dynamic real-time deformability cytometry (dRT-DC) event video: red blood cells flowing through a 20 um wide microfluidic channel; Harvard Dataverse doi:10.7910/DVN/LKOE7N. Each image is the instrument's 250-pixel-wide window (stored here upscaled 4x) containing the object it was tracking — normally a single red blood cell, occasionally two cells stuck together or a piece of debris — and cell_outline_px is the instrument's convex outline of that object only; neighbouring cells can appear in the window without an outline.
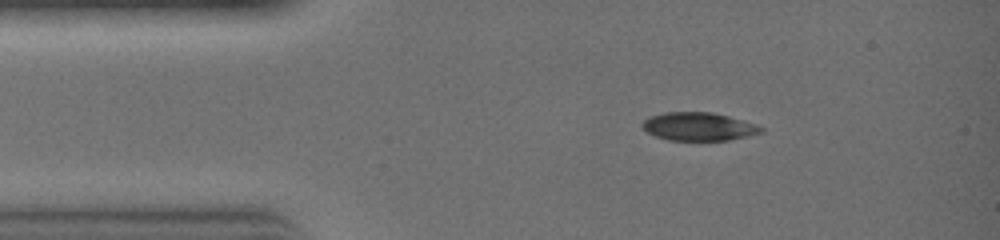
{"species": "common noctule bat (a hibernating species)", "species_latin": "Nyctalus noctula", "temperature_condition": "warm", "stored_images_in_passage": 26, "camera_frame_rate_fps": 3000, "um_per_image_px": 0.085, "animal": {"sex": "female", "body_mass_g": 19.0, "forearm_length_mm": 51.5}, "frame": {"image": 1, "passage_image": 1, "time_ms": 0.0, "image_size_px": [1000, 240], "cell_outline_px": [[764, 132], [748, 136], [728, 140], [668, 140], [656, 136], [648, 132], [640, 124], [644, 120], [652, 116], [664, 112], [712, 112], [744, 120], [756, 124], [764, 128]], "centroid_in_image_um": [59.42, 10.75], "position_along_channel_um": 25.6, "area_um2": 19.48}}
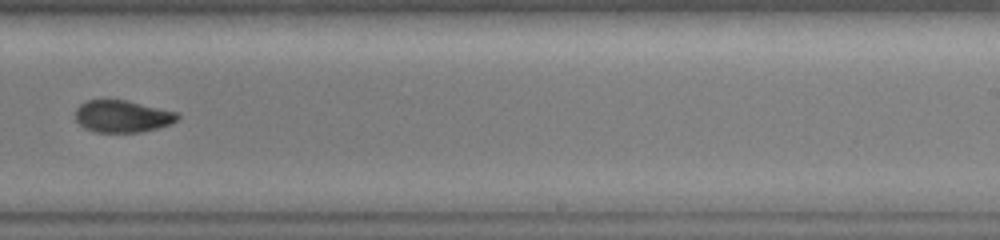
{"frame": {"image": 2, "passage_image": 15, "time_ms": 4.667, "image_size_px": [1000, 240], "cell_outline_px": [[180, 116], [176, 120], [168, 124], [156, 128], [140, 132], [96, 132], [84, 128], [76, 120], [76, 108], [80, 104], [88, 100], [128, 100], [180, 112]], "centroid_in_image_um": [10.42, 9.87], "position_along_channel_um": 278.6, "area_um2": 19.13}}
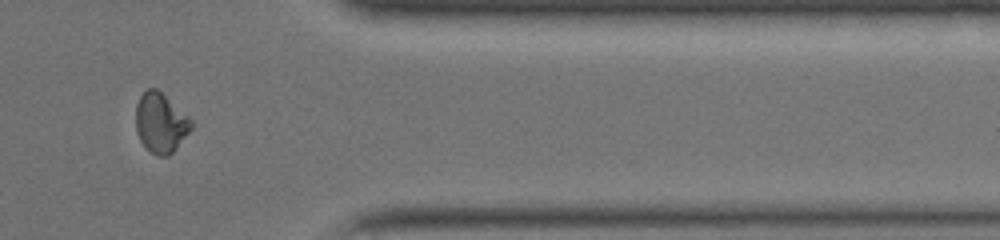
{"frame": {"image": 3, "passage_image": 21, "time_ms": 6.667, "image_size_px": [1000, 240], "cell_outline_px": [[192, 128], [172, 152], [168, 156], [156, 156], [140, 140], [136, 132], [136, 104], [140, 96], [148, 88], [156, 88], [188, 116], [192, 120]], "centroid_in_image_um": [13.64, 10.43], "position_along_channel_um": 397.8, "area_um2": 18.96}}